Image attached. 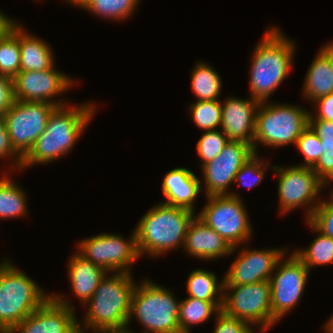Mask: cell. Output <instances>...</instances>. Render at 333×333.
Here are the masks:
<instances>
[{"mask_svg":"<svg viewBox=\"0 0 333 333\" xmlns=\"http://www.w3.org/2000/svg\"><path fill=\"white\" fill-rule=\"evenodd\" d=\"M57 106L51 112L44 132L22 158V167L48 163L68 154L94 116L95 104ZM69 106V107H68Z\"/></svg>","mask_w":333,"mask_h":333,"instance_id":"obj_1","label":"cell"},{"mask_svg":"<svg viewBox=\"0 0 333 333\" xmlns=\"http://www.w3.org/2000/svg\"><path fill=\"white\" fill-rule=\"evenodd\" d=\"M294 44L277 27L265 31L252 55L249 83L252 99L267 102L284 81L293 65Z\"/></svg>","mask_w":333,"mask_h":333,"instance_id":"obj_2","label":"cell"},{"mask_svg":"<svg viewBox=\"0 0 333 333\" xmlns=\"http://www.w3.org/2000/svg\"><path fill=\"white\" fill-rule=\"evenodd\" d=\"M106 276L86 303L88 307L84 323L78 322L80 333H85L83 331L87 328L95 332L121 329L128 325L132 295L137 283L131 273L115 272Z\"/></svg>","mask_w":333,"mask_h":333,"instance_id":"obj_3","label":"cell"},{"mask_svg":"<svg viewBox=\"0 0 333 333\" xmlns=\"http://www.w3.org/2000/svg\"><path fill=\"white\" fill-rule=\"evenodd\" d=\"M194 215L195 212L185 208L165 203L154 205L134 229L139 255L158 257L169 250L183 248Z\"/></svg>","mask_w":333,"mask_h":333,"instance_id":"obj_4","label":"cell"},{"mask_svg":"<svg viewBox=\"0 0 333 333\" xmlns=\"http://www.w3.org/2000/svg\"><path fill=\"white\" fill-rule=\"evenodd\" d=\"M0 263V330L8 333L51 295L9 260Z\"/></svg>","mask_w":333,"mask_h":333,"instance_id":"obj_5","label":"cell"},{"mask_svg":"<svg viewBox=\"0 0 333 333\" xmlns=\"http://www.w3.org/2000/svg\"><path fill=\"white\" fill-rule=\"evenodd\" d=\"M180 302L172 292L150 280L135 286L128 325L137 318L144 333H181L178 323ZM147 329V330H146Z\"/></svg>","mask_w":333,"mask_h":333,"instance_id":"obj_6","label":"cell"},{"mask_svg":"<svg viewBox=\"0 0 333 333\" xmlns=\"http://www.w3.org/2000/svg\"><path fill=\"white\" fill-rule=\"evenodd\" d=\"M309 112L299 106L261 102L256 113L254 152L258 142L269 147L296 144L308 126Z\"/></svg>","mask_w":333,"mask_h":333,"instance_id":"obj_7","label":"cell"},{"mask_svg":"<svg viewBox=\"0 0 333 333\" xmlns=\"http://www.w3.org/2000/svg\"><path fill=\"white\" fill-rule=\"evenodd\" d=\"M207 204L197 215L208 227L222 236L232 248L251 238V224L240 196H207Z\"/></svg>","mask_w":333,"mask_h":333,"instance_id":"obj_8","label":"cell"},{"mask_svg":"<svg viewBox=\"0 0 333 333\" xmlns=\"http://www.w3.org/2000/svg\"><path fill=\"white\" fill-rule=\"evenodd\" d=\"M232 292L227 294L226 292ZM227 315L259 326L263 331L277 321L272 317L271 284L261 281L248 285L224 286L222 309Z\"/></svg>","mask_w":333,"mask_h":333,"instance_id":"obj_9","label":"cell"},{"mask_svg":"<svg viewBox=\"0 0 333 333\" xmlns=\"http://www.w3.org/2000/svg\"><path fill=\"white\" fill-rule=\"evenodd\" d=\"M272 169L278 174V201L281 215L297 207L308 206L306 214V221H308L320 203L318 195L326 185L312 168L300 166V164L286 169L273 165Z\"/></svg>","mask_w":333,"mask_h":333,"instance_id":"obj_10","label":"cell"},{"mask_svg":"<svg viewBox=\"0 0 333 333\" xmlns=\"http://www.w3.org/2000/svg\"><path fill=\"white\" fill-rule=\"evenodd\" d=\"M55 107L51 103L15 100L3 115L11 144L22 158L44 132Z\"/></svg>","mask_w":333,"mask_h":333,"instance_id":"obj_11","label":"cell"},{"mask_svg":"<svg viewBox=\"0 0 333 333\" xmlns=\"http://www.w3.org/2000/svg\"><path fill=\"white\" fill-rule=\"evenodd\" d=\"M77 253L107 272L130 273V266L139 259L136 231L129 240L115 234H99L82 240Z\"/></svg>","mask_w":333,"mask_h":333,"instance_id":"obj_12","label":"cell"},{"mask_svg":"<svg viewBox=\"0 0 333 333\" xmlns=\"http://www.w3.org/2000/svg\"><path fill=\"white\" fill-rule=\"evenodd\" d=\"M287 258L278 261L269 280L272 317L277 322L300 301L310 272L294 251Z\"/></svg>","mask_w":333,"mask_h":333,"instance_id":"obj_13","label":"cell"},{"mask_svg":"<svg viewBox=\"0 0 333 333\" xmlns=\"http://www.w3.org/2000/svg\"><path fill=\"white\" fill-rule=\"evenodd\" d=\"M75 309L59 294L51 296L8 333H80Z\"/></svg>","mask_w":333,"mask_h":333,"instance_id":"obj_14","label":"cell"},{"mask_svg":"<svg viewBox=\"0 0 333 333\" xmlns=\"http://www.w3.org/2000/svg\"><path fill=\"white\" fill-rule=\"evenodd\" d=\"M255 154L251 145L240 141H229L223 151L202 168L206 196L230 195L227 190L234 183L242 165Z\"/></svg>","mask_w":333,"mask_h":333,"instance_id":"obj_15","label":"cell"},{"mask_svg":"<svg viewBox=\"0 0 333 333\" xmlns=\"http://www.w3.org/2000/svg\"><path fill=\"white\" fill-rule=\"evenodd\" d=\"M52 68L44 71H20L13 78L14 99L18 101L45 102L57 106L66 105L62 99L50 100L73 86L68 75Z\"/></svg>","mask_w":333,"mask_h":333,"instance_id":"obj_16","label":"cell"},{"mask_svg":"<svg viewBox=\"0 0 333 333\" xmlns=\"http://www.w3.org/2000/svg\"><path fill=\"white\" fill-rule=\"evenodd\" d=\"M284 248L241 250L224 277V286H240L269 281L278 261L285 256Z\"/></svg>","mask_w":333,"mask_h":333,"instance_id":"obj_17","label":"cell"},{"mask_svg":"<svg viewBox=\"0 0 333 333\" xmlns=\"http://www.w3.org/2000/svg\"><path fill=\"white\" fill-rule=\"evenodd\" d=\"M223 102L221 130L229 141L244 142L254 149L256 113L260 102L252 98L243 100L237 97H230Z\"/></svg>","mask_w":333,"mask_h":333,"instance_id":"obj_18","label":"cell"},{"mask_svg":"<svg viewBox=\"0 0 333 333\" xmlns=\"http://www.w3.org/2000/svg\"><path fill=\"white\" fill-rule=\"evenodd\" d=\"M183 246L191 256L201 260H214L235 251V248L196 215L188 227Z\"/></svg>","mask_w":333,"mask_h":333,"instance_id":"obj_19","label":"cell"},{"mask_svg":"<svg viewBox=\"0 0 333 333\" xmlns=\"http://www.w3.org/2000/svg\"><path fill=\"white\" fill-rule=\"evenodd\" d=\"M162 180V192L168 205L195 211L194 203L201 191V181L189 169L179 167L167 172Z\"/></svg>","mask_w":333,"mask_h":333,"instance_id":"obj_20","label":"cell"},{"mask_svg":"<svg viewBox=\"0 0 333 333\" xmlns=\"http://www.w3.org/2000/svg\"><path fill=\"white\" fill-rule=\"evenodd\" d=\"M304 97L315 101L333 93V43L326 44L311 63L304 80Z\"/></svg>","mask_w":333,"mask_h":333,"instance_id":"obj_21","label":"cell"},{"mask_svg":"<svg viewBox=\"0 0 333 333\" xmlns=\"http://www.w3.org/2000/svg\"><path fill=\"white\" fill-rule=\"evenodd\" d=\"M74 254L69 258L67 273L75 297L79 298L84 305L108 272L93 262L84 259L78 253Z\"/></svg>","mask_w":333,"mask_h":333,"instance_id":"obj_22","label":"cell"},{"mask_svg":"<svg viewBox=\"0 0 333 333\" xmlns=\"http://www.w3.org/2000/svg\"><path fill=\"white\" fill-rule=\"evenodd\" d=\"M17 25V38L20 42V71H44L54 66L52 49L44 40L25 32Z\"/></svg>","mask_w":333,"mask_h":333,"instance_id":"obj_23","label":"cell"},{"mask_svg":"<svg viewBox=\"0 0 333 333\" xmlns=\"http://www.w3.org/2000/svg\"><path fill=\"white\" fill-rule=\"evenodd\" d=\"M308 125L321 140V156L312 170L328 186L333 181V122L323 119H308Z\"/></svg>","mask_w":333,"mask_h":333,"instance_id":"obj_24","label":"cell"},{"mask_svg":"<svg viewBox=\"0 0 333 333\" xmlns=\"http://www.w3.org/2000/svg\"><path fill=\"white\" fill-rule=\"evenodd\" d=\"M223 301H203L187 297L180 301L178 323L181 333H190L191 325L204 323L222 309Z\"/></svg>","mask_w":333,"mask_h":333,"instance_id":"obj_25","label":"cell"},{"mask_svg":"<svg viewBox=\"0 0 333 333\" xmlns=\"http://www.w3.org/2000/svg\"><path fill=\"white\" fill-rule=\"evenodd\" d=\"M186 287L188 297L203 301H223L224 279L219 282L215 273L209 270H193L188 276Z\"/></svg>","mask_w":333,"mask_h":333,"instance_id":"obj_26","label":"cell"},{"mask_svg":"<svg viewBox=\"0 0 333 333\" xmlns=\"http://www.w3.org/2000/svg\"><path fill=\"white\" fill-rule=\"evenodd\" d=\"M20 42L14 20L0 34V74L12 79L20 72Z\"/></svg>","mask_w":333,"mask_h":333,"instance_id":"obj_27","label":"cell"},{"mask_svg":"<svg viewBox=\"0 0 333 333\" xmlns=\"http://www.w3.org/2000/svg\"><path fill=\"white\" fill-rule=\"evenodd\" d=\"M212 66L197 63L191 75V89L198 100H219L222 79Z\"/></svg>","mask_w":333,"mask_h":333,"instance_id":"obj_28","label":"cell"},{"mask_svg":"<svg viewBox=\"0 0 333 333\" xmlns=\"http://www.w3.org/2000/svg\"><path fill=\"white\" fill-rule=\"evenodd\" d=\"M106 19L124 20L133 14L140 0H67Z\"/></svg>","mask_w":333,"mask_h":333,"instance_id":"obj_29","label":"cell"},{"mask_svg":"<svg viewBox=\"0 0 333 333\" xmlns=\"http://www.w3.org/2000/svg\"><path fill=\"white\" fill-rule=\"evenodd\" d=\"M9 177H0V219L26 215V195Z\"/></svg>","mask_w":333,"mask_h":333,"instance_id":"obj_30","label":"cell"},{"mask_svg":"<svg viewBox=\"0 0 333 333\" xmlns=\"http://www.w3.org/2000/svg\"><path fill=\"white\" fill-rule=\"evenodd\" d=\"M307 224L311 229L319 234L306 250L299 249L296 250L294 254L307 266L310 271L312 267L333 263V239L329 236L323 235L309 221H307Z\"/></svg>","mask_w":333,"mask_h":333,"instance_id":"obj_31","label":"cell"},{"mask_svg":"<svg viewBox=\"0 0 333 333\" xmlns=\"http://www.w3.org/2000/svg\"><path fill=\"white\" fill-rule=\"evenodd\" d=\"M193 122L205 131L217 130L221 127L222 106L220 100L196 101L190 106Z\"/></svg>","mask_w":333,"mask_h":333,"instance_id":"obj_32","label":"cell"},{"mask_svg":"<svg viewBox=\"0 0 333 333\" xmlns=\"http://www.w3.org/2000/svg\"><path fill=\"white\" fill-rule=\"evenodd\" d=\"M228 142L222 130L205 131L196 143L197 154L202 161L201 167L215 159Z\"/></svg>","mask_w":333,"mask_h":333,"instance_id":"obj_33","label":"cell"},{"mask_svg":"<svg viewBox=\"0 0 333 333\" xmlns=\"http://www.w3.org/2000/svg\"><path fill=\"white\" fill-rule=\"evenodd\" d=\"M321 140L308 125L297 139L296 147L304 156L305 163L300 166L312 168L321 156Z\"/></svg>","mask_w":333,"mask_h":333,"instance_id":"obj_34","label":"cell"},{"mask_svg":"<svg viewBox=\"0 0 333 333\" xmlns=\"http://www.w3.org/2000/svg\"><path fill=\"white\" fill-rule=\"evenodd\" d=\"M257 154L258 153H255L242 165L235 176L234 184L237 182L238 186H241L240 184H242V186L244 185L247 188H253L262 182L264 178V170L267 168V165L266 163L263 164L264 161H261V158L258 159L259 157H257Z\"/></svg>","mask_w":333,"mask_h":333,"instance_id":"obj_35","label":"cell"},{"mask_svg":"<svg viewBox=\"0 0 333 333\" xmlns=\"http://www.w3.org/2000/svg\"><path fill=\"white\" fill-rule=\"evenodd\" d=\"M319 232L333 239V200L321 201L308 220Z\"/></svg>","mask_w":333,"mask_h":333,"instance_id":"obj_36","label":"cell"},{"mask_svg":"<svg viewBox=\"0 0 333 333\" xmlns=\"http://www.w3.org/2000/svg\"><path fill=\"white\" fill-rule=\"evenodd\" d=\"M215 316L217 318L214 333H254L252 324L229 316L223 310H220Z\"/></svg>","mask_w":333,"mask_h":333,"instance_id":"obj_37","label":"cell"},{"mask_svg":"<svg viewBox=\"0 0 333 333\" xmlns=\"http://www.w3.org/2000/svg\"><path fill=\"white\" fill-rule=\"evenodd\" d=\"M16 156L14 158L15 164L13 165L16 166L15 169H20L22 167V157L15 151L13 148L11 141H10V136L7 132V128L3 119V116L0 115V159H5L8 157Z\"/></svg>","mask_w":333,"mask_h":333,"instance_id":"obj_38","label":"cell"},{"mask_svg":"<svg viewBox=\"0 0 333 333\" xmlns=\"http://www.w3.org/2000/svg\"><path fill=\"white\" fill-rule=\"evenodd\" d=\"M14 101L13 79L0 74V115L3 116Z\"/></svg>","mask_w":333,"mask_h":333,"instance_id":"obj_39","label":"cell"},{"mask_svg":"<svg viewBox=\"0 0 333 333\" xmlns=\"http://www.w3.org/2000/svg\"><path fill=\"white\" fill-rule=\"evenodd\" d=\"M316 104L318 110L317 114H311L309 111L308 119H323L333 122V93L326 96L320 97L319 99L313 101ZM314 116V117H313Z\"/></svg>","mask_w":333,"mask_h":333,"instance_id":"obj_40","label":"cell"},{"mask_svg":"<svg viewBox=\"0 0 333 333\" xmlns=\"http://www.w3.org/2000/svg\"><path fill=\"white\" fill-rule=\"evenodd\" d=\"M13 20L7 15L0 12V34L9 26Z\"/></svg>","mask_w":333,"mask_h":333,"instance_id":"obj_41","label":"cell"},{"mask_svg":"<svg viewBox=\"0 0 333 333\" xmlns=\"http://www.w3.org/2000/svg\"><path fill=\"white\" fill-rule=\"evenodd\" d=\"M135 333L133 331L128 330L127 327L121 329H103V330H96L95 333Z\"/></svg>","mask_w":333,"mask_h":333,"instance_id":"obj_42","label":"cell"},{"mask_svg":"<svg viewBox=\"0 0 333 333\" xmlns=\"http://www.w3.org/2000/svg\"><path fill=\"white\" fill-rule=\"evenodd\" d=\"M324 330H326L327 333H333V314H332L331 318H329V320L326 321Z\"/></svg>","mask_w":333,"mask_h":333,"instance_id":"obj_43","label":"cell"},{"mask_svg":"<svg viewBox=\"0 0 333 333\" xmlns=\"http://www.w3.org/2000/svg\"><path fill=\"white\" fill-rule=\"evenodd\" d=\"M332 193H330V198L333 200V190L331 191Z\"/></svg>","mask_w":333,"mask_h":333,"instance_id":"obj_44","label":"cell"}]
</instances>
